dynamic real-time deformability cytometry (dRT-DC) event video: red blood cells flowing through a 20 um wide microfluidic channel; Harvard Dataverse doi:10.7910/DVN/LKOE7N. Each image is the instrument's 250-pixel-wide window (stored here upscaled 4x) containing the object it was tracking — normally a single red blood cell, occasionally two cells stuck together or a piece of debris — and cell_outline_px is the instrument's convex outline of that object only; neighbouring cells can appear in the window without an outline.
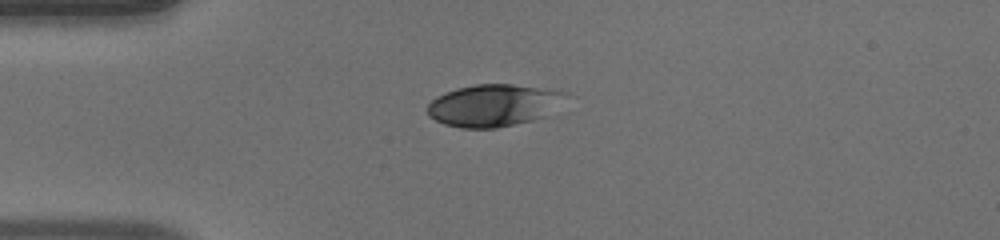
{"species": "human", "species_latin": "Homo sapiens", "temperature_condition": "warm", "stored_images_in_passage": 38, "camera_frame_rate_fps": 3000, "um_per_image_px": 0.085, "donor": {"sex": "male"}, "frame": {"image": 1, "passage_image": 1, "time_ms": 0.0, "image_size_px": [1000, 240], "cell_outline_px": [[568, 92], [544, 116], [532, 120], [496, 128], [460, 128], [444, 124], [428, 116], [428, 104], [436, 96], [456, 88], [476, 84], [512, 84]], "centroid_in_image_um": [41.85, 8.95], "position_along_channel_um": 43.1, "area_um2": 33.29}}
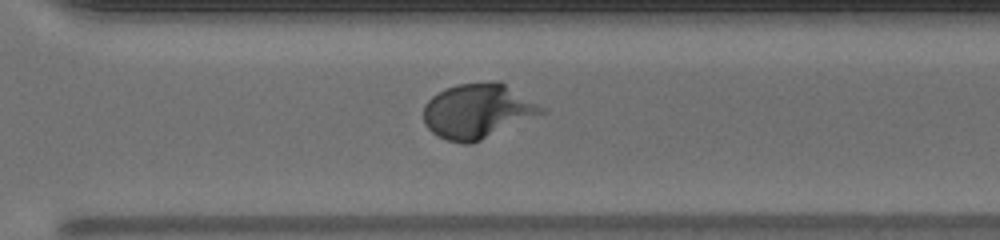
{"frame": {"image": 2, "passage_image": 24, "time_ms": 7.667, "image_size_px": [1000, 240], "cell_outline_px": [[548, 112], [472, 144], [464, 144], [448, 140], [436, 136], [424, 124], [424, 104], [436, 92], [444, 88], [456, 84], [496, 80], [500, 80], [544, 108]], "centroid_in_image_um": [40.59, 9.43], "position_along_channel_um": 330.0, "area_um2": 38.03}}
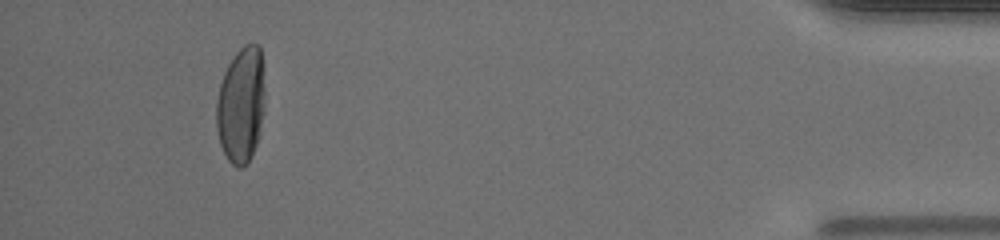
{"frame": {"image": 3, "passage_image": 35, "time_ms": 11.333, "image_size_px": [1000, 240], "cell_outline_px": [[264, 112], [260, 132], [252, 156], [248, 164], [240, 168], [232, 164], [228, 160], [220, 144], [216, 128], [216, 100], [220, 84], [224, 72], [232, 56], [244, 44], [260, 44], [264, 68]], "centroid_in_image_um": [20.5, 8.9], "position_along_channel_um": 414.7, "area_um2": 33.41}}